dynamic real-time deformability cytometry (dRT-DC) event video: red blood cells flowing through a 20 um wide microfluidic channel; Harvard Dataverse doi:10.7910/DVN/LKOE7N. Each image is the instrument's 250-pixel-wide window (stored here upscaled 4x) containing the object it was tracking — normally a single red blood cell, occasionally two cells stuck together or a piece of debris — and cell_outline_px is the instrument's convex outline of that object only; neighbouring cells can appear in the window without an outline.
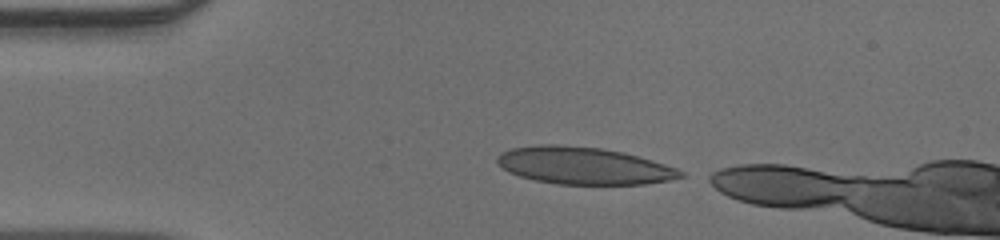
{"species": "human", "species_latin": "Homo sapiens", "temperature_condition": "warm", "stored_images_in_passage": 33, "camera_frame_rate_fps": 3000, "um_per_image_px": 0.085, "donor": {"sex": "male"}, "frame": {"image": 1, "passage_image": 1, "time_ms": 0.0, "image_size_px": [1000, 240], "cell_outline_px": [[688, 176], [668, 180], [644, 184], [556, 184], [536, 180], [520, 176], [508, 172], [496, 160], [496, 156], [500, 152], [512, 148], [540, 144], [556, 144], [600, 148], [624, 152], [652, 160], [676, 168], [684, 172]], "centroid_in_image_um": [49.62, 14.08], "position_along_channel_um": 35.4, "area_um2": 39.71}}
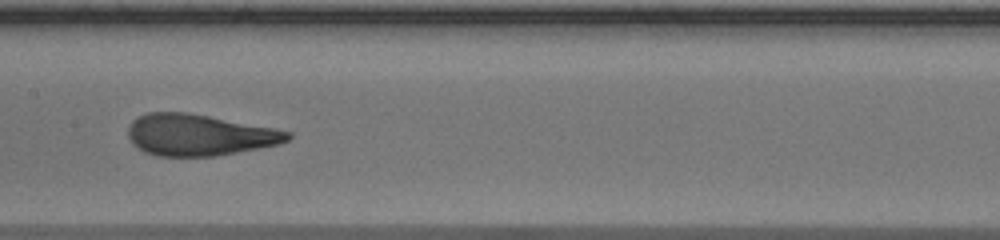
{"frame": {"image": 2, "passage_image": 15, "time_ms": 4.667, "image_size_px": [1000, 240], "cell_outline_px": [[292, 136], [288, 140], [280, 144], [260, 148], [216, 156], [156, 156], [144, 152], [132, 144], [128, 136], [128, 128], [132, 120], [148, 112], [188, 112], [276, 128], [292, 132]], "centroid_in_image_um": [16.94, 11.47], "position_along_channel_um": 190.5, "area_um2": 38.78}}
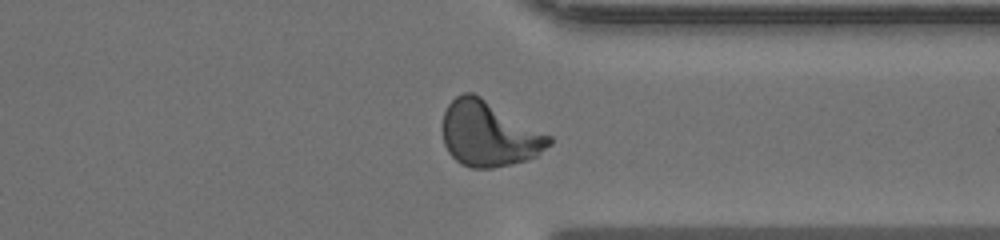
{"frame": {"image": 3, "passage_image": 28, "time_ms": 9.0, "image_size_px": [1000, 240], "cell_outline_px": [[552, 144], [536, 156], [528, 160], [512, 164], [492, 168], [472, 168], [460, 164], [448, 152], [444, 144], [440, 128], [444, 112], [448, 104], [456, 96], [464, 92], [472, 92], [480, 96], [552, 136]], "centroid_in_image_um": [41.53, 11.39], "position_along_channel_um": 369.9, "area_um2": 40.86}}